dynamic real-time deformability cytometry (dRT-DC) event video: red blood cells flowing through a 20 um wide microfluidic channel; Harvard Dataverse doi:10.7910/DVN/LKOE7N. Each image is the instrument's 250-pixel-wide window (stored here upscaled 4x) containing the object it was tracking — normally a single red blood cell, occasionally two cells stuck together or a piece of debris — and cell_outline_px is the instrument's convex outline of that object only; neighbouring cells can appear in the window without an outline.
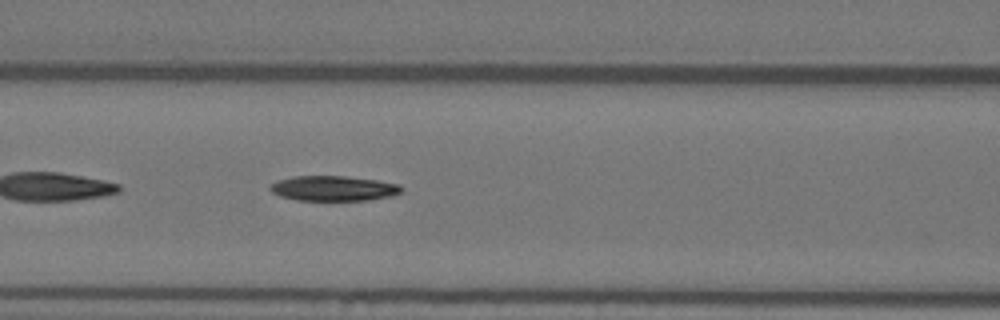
{"species": "Egyptian fruit bat (a non-hibernating species)", "species_latin": "Rousettus aegyptiacus", "temperature_condition": "warm", "stored_images_in_passage": 32, "camera_frame_rate_fps": 3000, "um_per_image_px": 0.085, "animal": {"sex": "female"}, "frame": {"image": 1, "passage_image": 7, "time_ms": 2.0, "image_size_px": [1000, 320], "cell_outline_px": [[404, 188], [400, 192], [392, 196], [368, 200], [296, 200], [280, 196], [272, 192], [268, 188], [272, 184], [280, 180], [292, 176], [344, 176], [376, 180], [400, 184]], "centroid_in_image_um": [28.36, 16.01], "position_along_channel_um": 138.2, "area_um2": 19.13}}
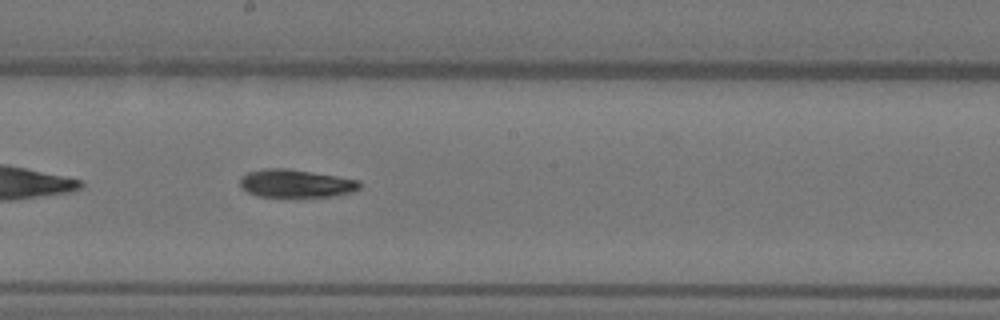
{"frame": {"image": 2, "passage_image": 14, "time_ms": 4.333, "image_size_px": [1000, 320], "cell_outline_px": [[360, 188], [356, 192], [336, 196], [256, 196], [240, 188], [240, 176], [248, 172], [264, 168], [284, 168], [336, 176], [360, 180]], "centroid_in_image_um": [25.15, 15.59], "position_along_channel_um": 223.1, "area_um2": 19.54}}
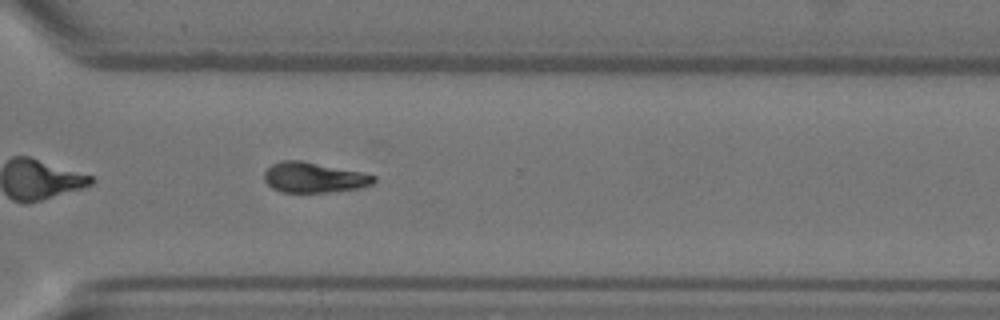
{"frame": {"image": 3, "passage_image": 24, "time_ms": 7.667, "image_size_px": [1000, 320], "cell_outline_px": [[376, 180], [372, 184], [360, 188], [328, 192], [284, 192], [272, 188], [264, 180], [264, 172], [272, 164], [280, 160], [300, 160], [360, 172], [376, 176]], "centroid_in_image_um": [26.66, 15.08], "position_along_channel_um": 343.9, "area_um2": 19.19}}